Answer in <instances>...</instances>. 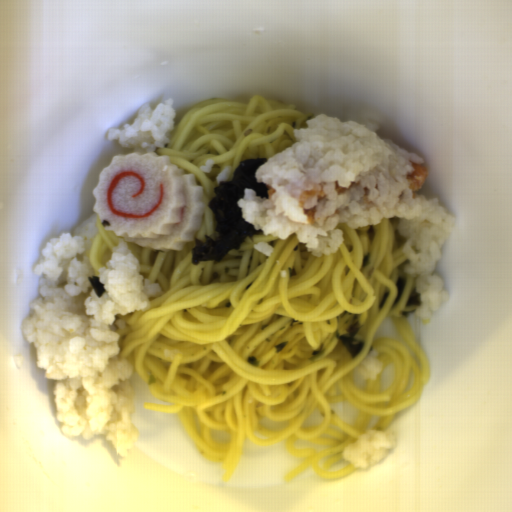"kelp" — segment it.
Returning <instances> with one entry per match:
<instances>
[{
	"label": "kelp",
	"mask_w": 512,
	"mask_h": 512,
	"mask_svg": "<svg viewBox=\"0 0 512 512\" xmlns=\"http://www.w3.org/2000/svg\"><path fill=\"white\" fill-rule=\"evenodd\" d=\"M269 158H253L241 160L233 171L231 180H223L215 186L214 197L208 200L207 206L211 209L213 221L216 223L214 231L217 237L211 239L206 234L204 241L197 236L195 245L191 249L192 263L199 261H217L218 263L234 249L241 248L245 238L262 230H256L253 224L242 215L238 200L244 198L245 189H253L259 197L269 198L267 183L259 182L256 173L259 167Z\"/></svg>",
	"instance_id": "1"
},
{
	"label": "kelp",
	"mask_w": 512,
	"mask_h": 512,
	"mask_svg": "<svg viewBox=\"0 0 512 512\" xmlns=\"http://www.w3.org/2000/svg\"><path fill=\"white\" fill-rule=\"evenodd\" d=\"M360 329L358 322H354L351 325L347 326V333L340 334V331H335V335L340 342V344L344 347L347 354L354 358H357L363 351L365 343L364 341L357 340L356 335Z\"/></svg>",
	"instance_id": "2"
},
{
	"label": "kelp",
	"mask_w": 512,
	"mask_h": 512,
	"mask_svg": "<svg viewBox=\"0 0 512 512\" xmlns=\"http://www.w3.org/2000/svg\"><path fill=\"white\" fill-rule=\"evenodd\" d=\"M406 284H407L406 278H404L402 276H399L398 278H396L395 286H396L397 294L392 303V309L400 303L401 297L404 294L405 289H406Z\"/></svg>",
	"instance_id": "3"
},
{
	"label": "kelp",
	"mask_w": 512,
	"mask_h": 512,
	"mask_svg": "<svg viewBox=\"0 0 512 512\" xmlns=\"http://www.w3.org/2000/svg\"><path fill=\"white\" fill-rule=\"evenodd\" d=\"M93 290L95 291L96 295L100 298L103 297L106 293V290L104 288V283L100 281V277L93 274V276H90L88 278Z\"/></svg>",
	"instance_id": "4"
},
{
	"label": "kelp",
	"mask_w": 512,
	"mask_h": 512,
	"mask_svg": "<svg viewBox=\"0 0 512 512\" xmlns=\"http://www.w3.org/2000/svg\"><path fill=\"white\" fill-rule=\"evenodd\" d=\"M420 303H421V297L419 296V294L417 293L415 287L414 289L412 290L411 294L409 295L407 301H406V306H420Z\"/></svg>",
	"instance_id": "5"
},
{
	"label": "kelp",
	"mask_w": 512,
	"mask_h": 512,
	"mask_svg": "<svg viewBox=\"0 0 512 512\" xmlns=\"http://www.w3.org/2000/svg\"><path fill=\"white\" fill-rule=\"evenodd\" d=\"M389 297H390V292L387 291V292L383 293V295L379 301V305H378L379 311H381L385 307Z\"/></svg>",
	"instance_id": "6"
},
{
	"label": "kelp",
	"mask_w": 512,
	"mask_h": 512,
	"mask_svg": "<svg viewBox=\"0 0 512 512\" xmlns=\"http://www.w3.org/2000/svg\"><path fill=\"white\" fill-rule=\"evenodd\" d=\"M371 263V257H370V253H366L364 254L363 258H362V267H366L368 266L369 264Z\"/></svg>",
	"instance_id": "7"
}]
</instances>
